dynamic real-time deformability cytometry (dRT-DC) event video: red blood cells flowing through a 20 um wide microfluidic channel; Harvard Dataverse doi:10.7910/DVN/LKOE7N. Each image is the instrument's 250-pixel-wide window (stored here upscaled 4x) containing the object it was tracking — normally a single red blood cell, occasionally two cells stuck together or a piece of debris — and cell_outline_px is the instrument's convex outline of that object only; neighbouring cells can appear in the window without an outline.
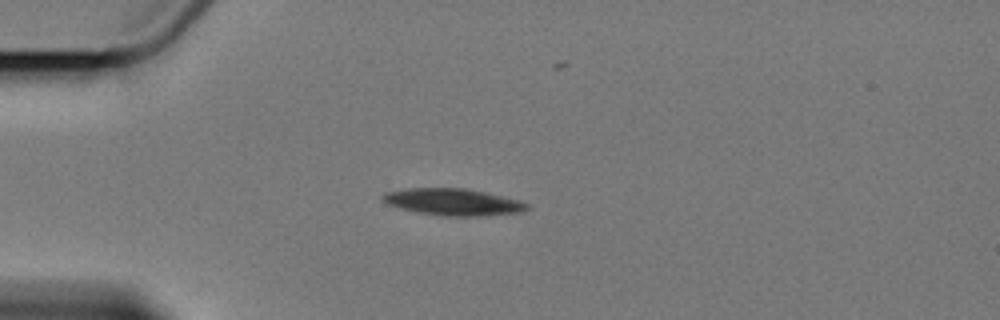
{"species": "Egyptian fruit bat (a non-hibernating species)", "species_latin": "Rousettus aegyptiacus", "temperature_condition": "cold", "stored_images_in_passage": 6, "camera_frame_rate_fps": 3000, "um_per_image_px": 0.085, "animal": {"sex": "female"}, "frame": {"image": 1, "passage_image": 4, "time_ms": 3.667, "image_size_px": [1000, 320], "cell_outline_px": [[528, 208], [520, 212], [476, 216], [448, 216], [420, 212], [388, 204], [380, 196], [384, 192], [408, 188], [468, 188], [520, 200], [528, 204]], "centroid_in_image_um": [38.52, 17.15], "position_along_channel_um": 46.5, "area_um2": 22.2}}
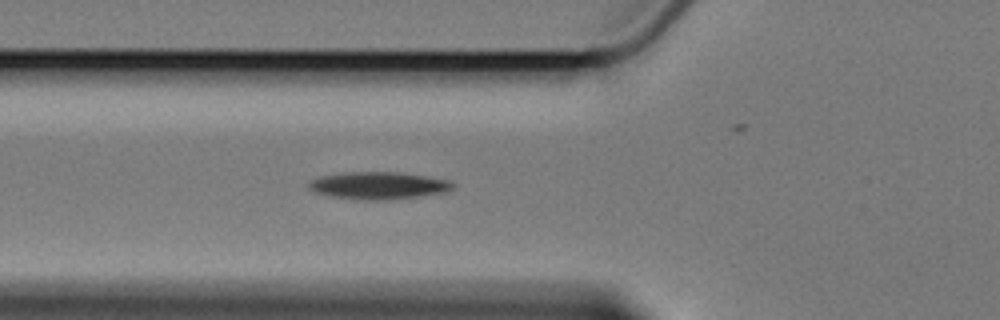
{"frame": {"image": 2, "passage_image": 6, "time_ms": 5.667, "image_size_px": [1000, 320], "cell_outline_px": [[456, 184], [448, 192], [392, 200], [360, 200], [332, 196], [316, 192], [308, 188], [308, 180], [320, 176], [344, 172], [396, 172], [424, 176], [448, 180]], "centroid_in_image_um": [32.16, 15.77], "position_along_channel_um": 93.6, "area_um2": 23.06}}